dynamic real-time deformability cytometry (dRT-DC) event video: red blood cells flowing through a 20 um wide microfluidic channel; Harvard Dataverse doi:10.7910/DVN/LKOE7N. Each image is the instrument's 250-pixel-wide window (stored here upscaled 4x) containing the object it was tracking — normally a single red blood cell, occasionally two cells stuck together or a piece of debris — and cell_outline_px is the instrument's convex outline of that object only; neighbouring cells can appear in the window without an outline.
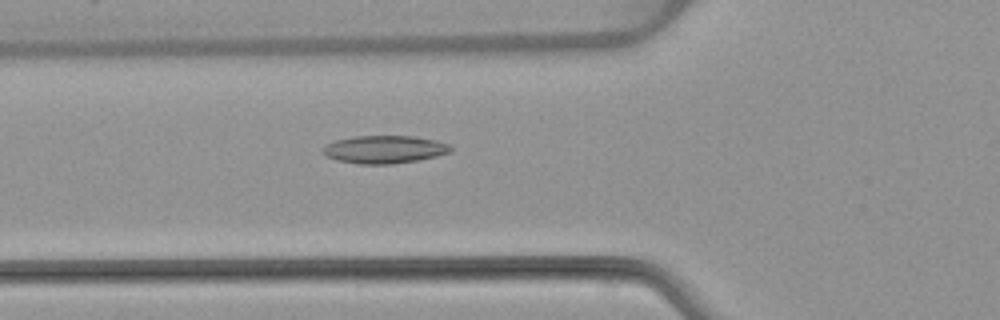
{"species": "common noctule bat (a hibernating species)", "species_latin": "Nyctalus noctula", "temperature_condition": "warm", "stored_images_in_passage": 53, "camera_frame_rate_fps": 3000, "um_per_image_px": 0.085, "animal": {"sex": "female", "body_mass_g": 22.7, "forearm_length_mm": 54.2}, "frame": {"image": 1, "passage_image": 19, "time_ms": 6.0, "image_size_px": [1000, 320], "cell_outline_px": [[452, 152], [436, 156], [416, 160], [392, 164], [360, 164], [336, 160], [324, 156], [324, 144], [336, 140], [356, 136], [412, 136], [436, 140], [448, 144], [452, 148]], "centroid_in_image_um": [32.66, 12.7], "position_along_channel_um": 93.1, "area_um2": 20.69}}
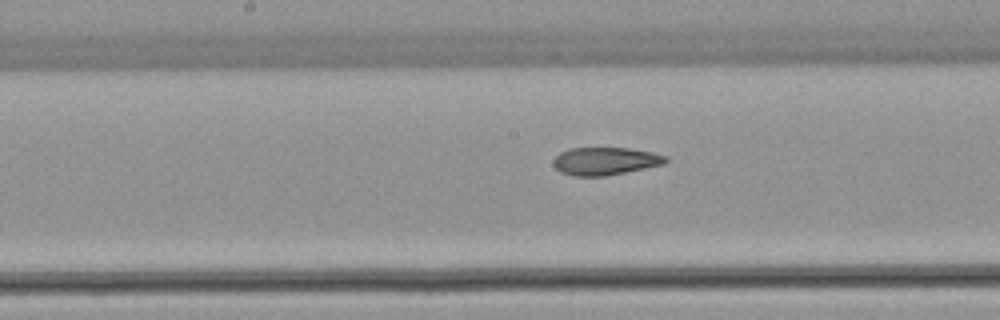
{"frame": {"image": 2, "passage_image": 27, "time_ms": 8.667, "image_size_px": [1000, 320], "cell_outline_px": [[668, 160], [664, 164], [608, 176], [572, 176], [560, 172], [552, 164], [552, 160], [560, 152], [568, 148], [628, 148], [652, 152], [668, 156]], "centroid_in_image_um": [51.43, 13.7], "position_along_channel_um": 196.8, "area_um2": 18.38}}
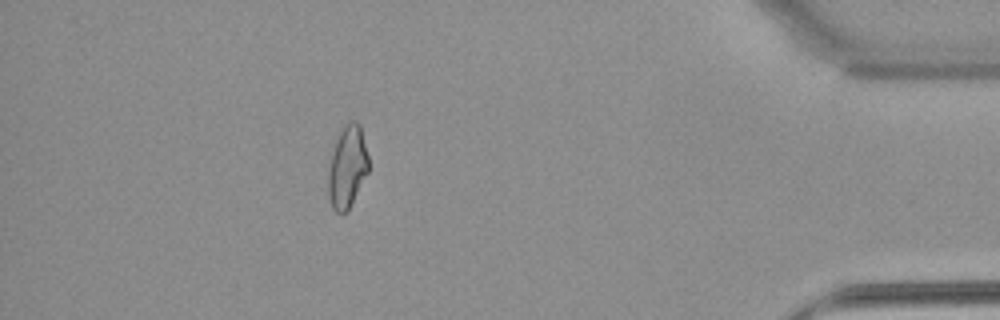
{"frame": {"image": 3, "passage_image": 47, "time_ms": 15.333, "image_size_px": [1000, 320], "cell_outline_px": [[368, 172], [348, 212], [336, 212], [332, 208], [328, 196], [328, 168], [332, 152], [336, 140], [344, 124], [348, 120], [356, 120], [360, 124], [368, 156]], "centroid_in_image_um": [29.52, 14.18], "position_along_channel_um": 405.7, "area_um2": 19.48}, "authors_computed_cell_mechanics": {"area_um2": 19.941, "velocity_mm_per_s": 3.8682, "shape_relaxation_time_tau1_ms": null, "shape_relaxation_time_tau2_ms": 2.6803, "deformation_change_tau1": null, "deformation_change_tau2": 0.0973}}